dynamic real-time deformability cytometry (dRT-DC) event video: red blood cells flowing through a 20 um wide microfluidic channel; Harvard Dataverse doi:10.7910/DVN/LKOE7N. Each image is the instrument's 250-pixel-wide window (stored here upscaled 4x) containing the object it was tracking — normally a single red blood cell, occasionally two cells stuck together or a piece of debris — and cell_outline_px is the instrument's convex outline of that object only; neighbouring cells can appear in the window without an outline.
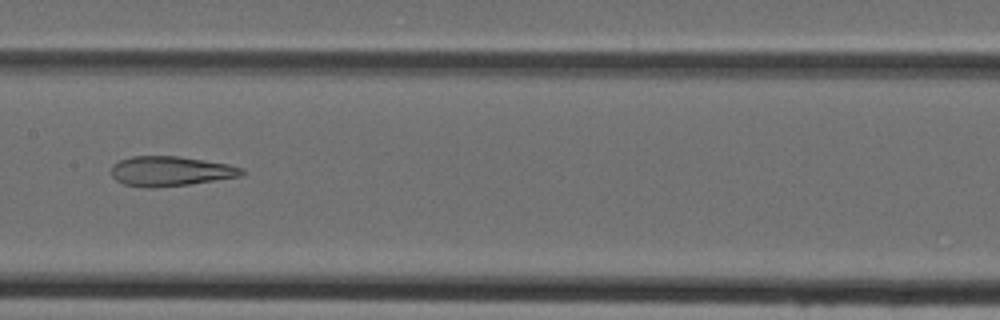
{"species": "Egyptian fruit bat (a non-hibernating species)", "species_latin": "Rousettus aegyptiacus", "temperature_condition": "cold", "stored_images_in_passage": 47, "camera_frame_rate_fps": 3000, "um_per_image_px": 0.085, "animal": {"sex": "female"}, "frame": {"image": 1, "passage_image": 24, "time_ms": 7.667, "image_size_px": [1000, 320], "cell_outline_px": [[244, 176], [188, 184], [156, 188], [148, 188], [124, 184], [116, 180], [112, 176], [112, 164], [120, 160], [132, 156], [180, 156], [228, 164], [244, 168]], "centroid_in_image_um": [14.51, 14.55], "position_along_channel_um": 192.9, "area_um2": 22.77}}
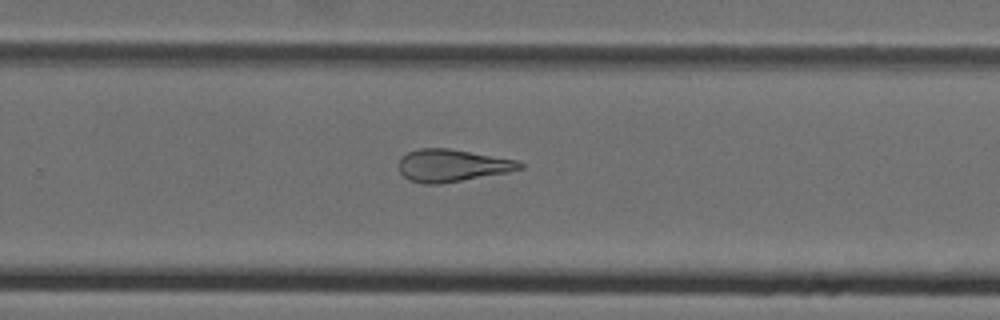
{"frame": {"image": 2, "passage_image": 31, "time_ms": 10.0, "image_size_px": [1000, 320], "cell_outline_px": [[524, 168], [508, 172], [440, 184], [424, 184], [408, 180], [400, 172], [400, 160], [408, 152], [420, 148], [448, 148], [516, 160], [524, 164]], "centroid_in_image_um": [38.43, 14.07], "position_along_channel_um": 291.4, "area_um2": 22.6}}
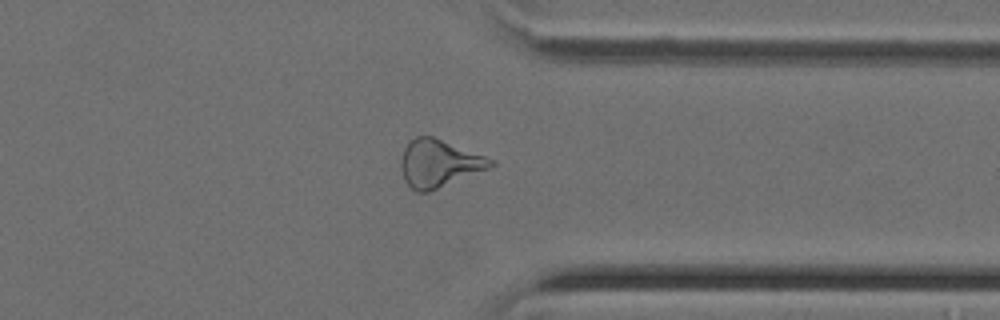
{"frame": {"image": 3, "passage_image": 37, "time_ms": 12.0, "image_size_px": [1000, 320], "cell_outline_px": [[496, 164], [488, 168], [428, 192], [416, 192], [404, 180], [400, 168], [400, 160], [404, 148], [408, 140], [416, 136], [432, 136], [496, 160]], "centroid_in_image_um": [37.27, 13.87], "position_along_channel_um": 374.1, "area_um2": 24.68}}